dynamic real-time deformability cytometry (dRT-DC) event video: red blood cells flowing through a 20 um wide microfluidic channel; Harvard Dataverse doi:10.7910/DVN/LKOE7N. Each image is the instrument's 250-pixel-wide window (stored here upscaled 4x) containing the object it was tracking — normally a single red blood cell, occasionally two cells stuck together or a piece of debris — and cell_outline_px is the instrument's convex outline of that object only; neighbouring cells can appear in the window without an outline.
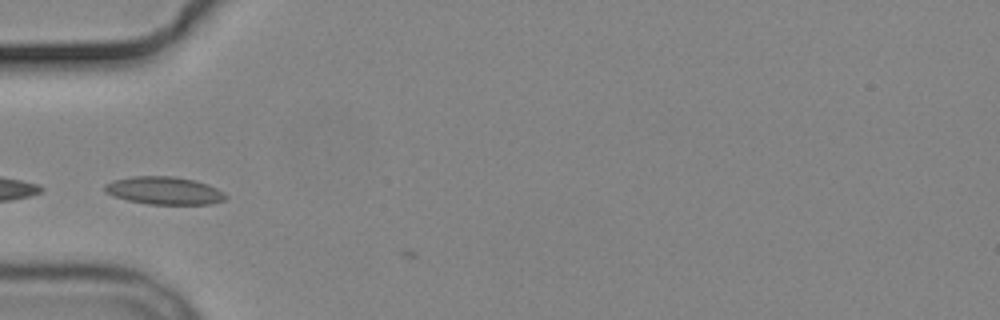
{"species": "common noctule bat (a hibernating species)", "species_latin": "Nyctalus noctula", "temperature_condition": "cold", "stored_images_in_passage": 2, "camera_frame_rate_fps": 3000, "um_per_image_px": 0.085, "animal": {"sex": "male", "body_mass_g": 19.2, "forearm_length_mm": 51.8}, "frame": {"image": 1, "passage_image": 1, "time_ms": 0.0, "image_size_px": [1000, 320], "cell_outline_px": [[228, 196], [224, 200], [212, 204], [148, 204], [128, 200], [112, 196], [104, 192], [104, 184], [112, 180], [132, 176], [176, 176], [196, 180], [208, 184], [224, 192]], "centroid_in_image_um": [13.95, 16.19], "position_along_channel_um": 71.1, "area_um2": 19.83}}
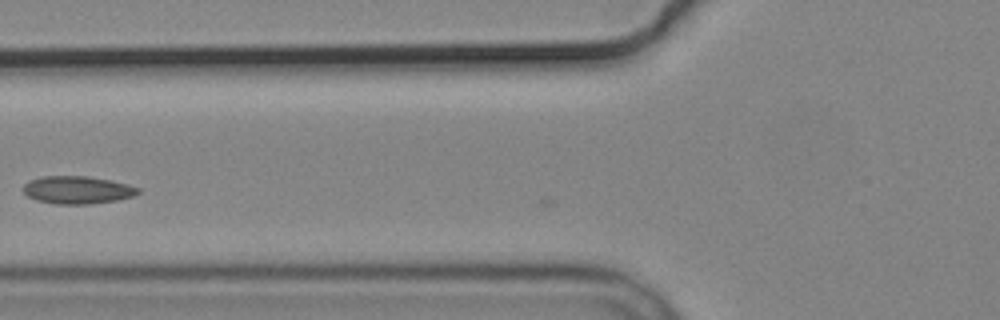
{"frame": {"image": 2, "passage_image": 2, "time_ms": 1.333, "image_size_px": [1000, 320], "cell_outline_px": [[140, 192], [132, 196], [116, 200], [92, 204], [52, 204], [36, 200], [28, 196], [24, 192], [24, 184], [28, 180], [40, 176], [88, 176], [112, 180], [128, 184], [140, 188]], "centroid_in_image_um": [6.57, 16.14], "position_along_channel_um": 119.2, "area_um2": 18.73}}